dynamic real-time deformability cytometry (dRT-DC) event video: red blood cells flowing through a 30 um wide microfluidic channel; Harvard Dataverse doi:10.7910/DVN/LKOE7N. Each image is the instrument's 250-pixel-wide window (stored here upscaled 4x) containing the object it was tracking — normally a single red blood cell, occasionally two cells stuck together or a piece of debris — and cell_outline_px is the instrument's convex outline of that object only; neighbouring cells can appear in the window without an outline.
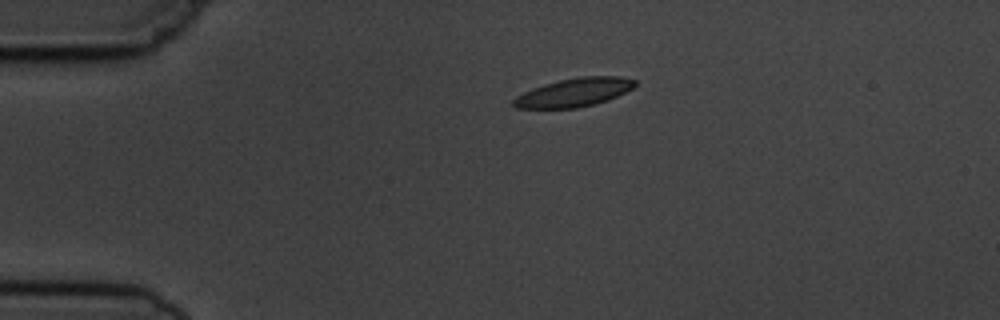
{"species": "common noctule bat (a hibernating species)", "species_latin": "Nyctalus noctula", "temperature_condition": "cold", "stored_images_in_passage": 2, "camera_frame_rate_fps": 3000, "um_per_image_px": 0.085, "animal": {"sex": "male", "body_mass_g": 19.5, "forearm_length_mm": 54.6}, "frame": {"image": 1, "passage_image": 1, "time_ms": 0.0, "image_size_px": [1000, 320], "cell_outline_px": [[636, 84], [632, 88], [608, 100], [596, 104], [576, 108], [516, 108], [512, 104], [512, 100], [516, 96], [532, 88], [544, 84], [560, 80], [580, 76], [620, 76], [636, 80]], "centroid_in_image_um": [48.78, 7.85], "position_along_channel_um": 36.2, "area_um2": 20.17}}